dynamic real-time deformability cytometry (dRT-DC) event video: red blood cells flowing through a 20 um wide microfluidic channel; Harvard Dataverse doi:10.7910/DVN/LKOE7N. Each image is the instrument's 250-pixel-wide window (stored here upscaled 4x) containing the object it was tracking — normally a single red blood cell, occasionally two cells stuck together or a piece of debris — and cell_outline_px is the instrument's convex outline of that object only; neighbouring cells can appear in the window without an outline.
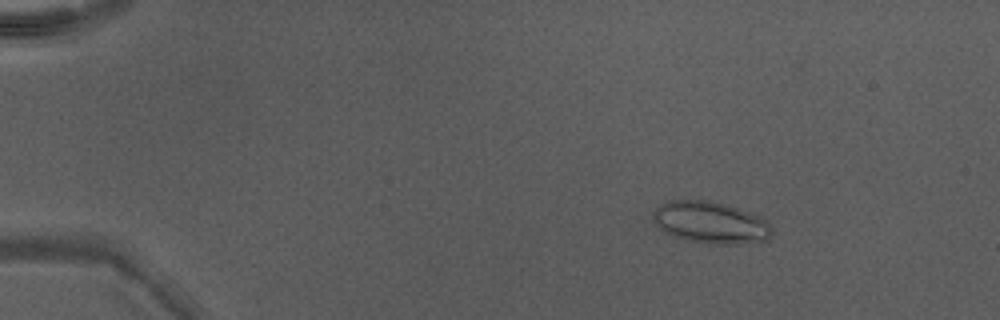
{"species": "Egyptian fruit bat (a non-hibernating species)", "species_latin": "Rousettus aegyptiacus", "temperature_condition": "warm", "stored_images_in_passage": 30, "camera_frame_rate_fps": 3000, "um_per_image_px": 0.085, "animal": {"sex": "male"}, "frame": {"image": 1, "passage_image": 9, "time_ms": 2.667, "image_size_px": [1000, 320], "cell_outline_px": [[772, 236], [768, 240], [740, 244], [708, 244], [684, 240], [660, 228], [652, 220], [652, 212], [660, 204], [668, 200], [708, 200], [724, 204], [760, 216], [772, 228]], "centroid_in_image_um": [60.39, 18.92], "position_along_channel_um": 24.6, "area_um2": 29.02}}
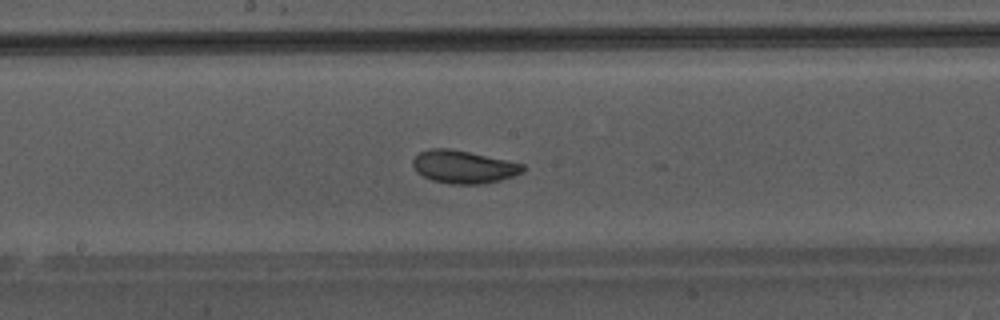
{"frame": {"image": 2, "passage_image": 29, "time_ms": 9.333, "image_size_px": [1000, 320], "cell_outline_px": [[524, 172], [500, 180], [480, 184], [448, 184], [432, 180], [416, 172], [412, 164], [412, 160], [420, 152], [428, 148], [448, 148], [468, 152], [524, 164]], "centroid_in_image_um": [39.37, 14.18], "position_along_channel_um": 208.8, "area_um2": 20.92}}